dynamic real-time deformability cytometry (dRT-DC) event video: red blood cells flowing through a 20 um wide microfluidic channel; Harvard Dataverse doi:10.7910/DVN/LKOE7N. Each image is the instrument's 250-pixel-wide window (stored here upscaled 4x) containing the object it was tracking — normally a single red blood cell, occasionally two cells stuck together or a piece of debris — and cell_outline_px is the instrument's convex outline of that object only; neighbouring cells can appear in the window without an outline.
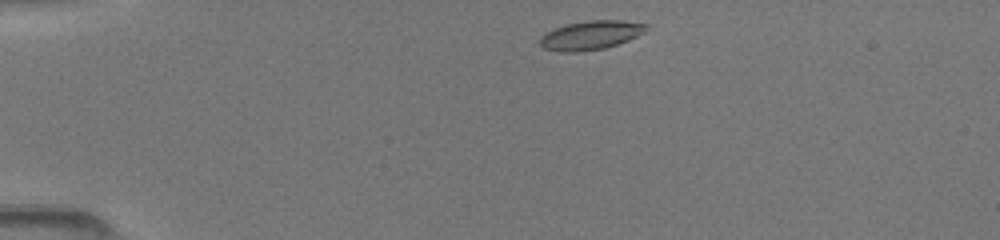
{"species": "common noctule bat (a hibernating species)", "species_latin": "Nyctalus noctula", "temperature_condition": "room temperature", "stored_images_in_passage": 56, "camera_frame_rate_fps": 3000, "um_per_image_px": 0.085, "animal": {"sex": "female", "body_mass_g": 19.5, "forearm_length_mm": 54.1}, "frame": {"image": 1, "passage_image": 1, "time_ms": 0.0, "image_size_px": [1000, 240], "cell_outline_px": [[648, 28], [644, 32], [628, 40], [604, 48], [580, 52], [560, 52], [544, 48], [540, 44], [540, 36], [544, 32], [568, 24], [588, 20], [620, 20], [648, 24]], "centroid_in_image_um": [50.19, 2.99], "position_along_channel_um": 34.8, "area_um2": 17.86}}
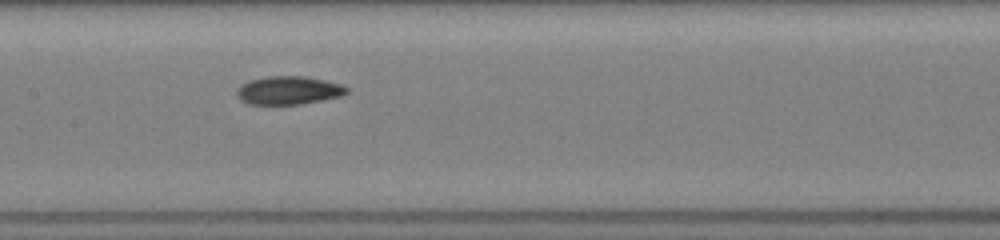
{"frame": {"image": 2, "passage_image": 23, "time_ms": 5.0, "image_size_px": [1000, 240], "cell_outline_px": [[348, 92], [344, 96], [300, 104], [248, 104], [240, 100], [236, 96], [236, 88], [240, 84], [248, 80], [268, 76], [304, 76], [324, 80], [340, 84], [348, 88]], "centroid_in_image_um": [24.49, 7.68], "position_along_channel_um": 182.9, "area_um2": 18.32}}
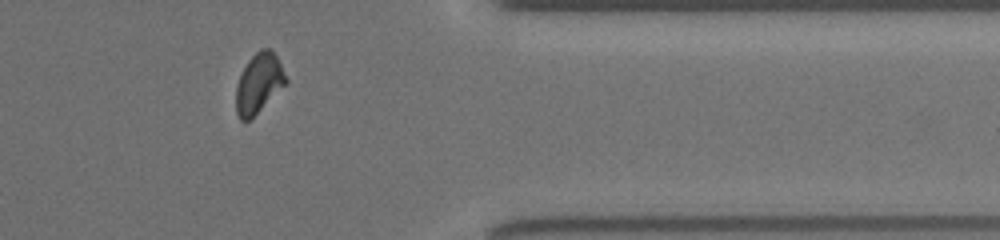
{"frame": {"image": 3, "passage_image": 47, "time_ms": 10.333, "image_size_px": [1000, 240], "cell_outline_px": [[288, 84], [248, 120], [240, 120], [236, 112], [236, 88], [240, 76], [248, 60], [260, 48], [272, 48], [288, 80]], "centroid_in_image_um": [22.02, 7.05], "position_along_channel_um": 389.4, "area_um2": 17.22}}